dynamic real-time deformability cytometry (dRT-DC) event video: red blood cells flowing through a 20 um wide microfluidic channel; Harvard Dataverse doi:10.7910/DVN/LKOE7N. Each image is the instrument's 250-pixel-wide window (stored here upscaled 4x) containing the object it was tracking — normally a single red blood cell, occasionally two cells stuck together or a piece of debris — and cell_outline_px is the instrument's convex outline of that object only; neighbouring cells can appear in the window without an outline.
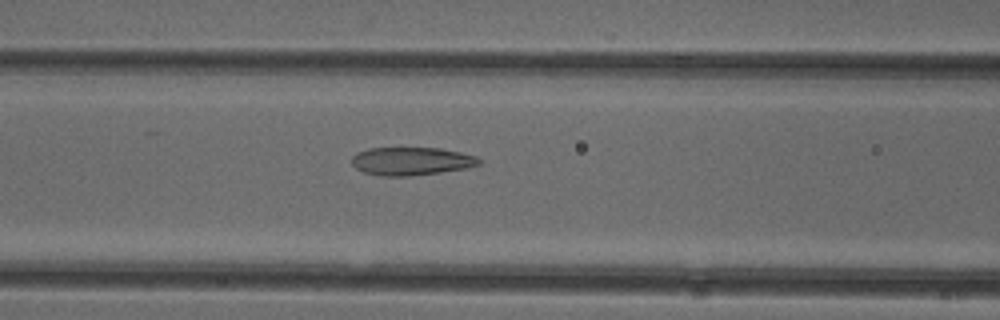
{"species": "common noctule bat (a hibernating species)", "species_latin": "Nyctalus noctula", "temperature_condition": "cold", "stored_images_in_passage": 41, "camera_frame_rate_fps": 3000, "um_per_image_px": 0.085, "animal": {"sex": "female"}, "frame": {"image": 1, "passage_image": 11, "time_ms": 3.333, "image_size_px": [1000, 320], "cell_outline_px": [[484, 160], [480, 164], [464, 168], [440, 172], [412, 176], [380, 176], [364, 172], [356, 168], [352, 164], [352, 156], [356, 152], [368, 148], [440, 148], [460, 152], [476, 156]], "centroid_in_image_um": [34.96, 13.7], "position_along_channel_um": 131.6, "area_um2": 20.92}}
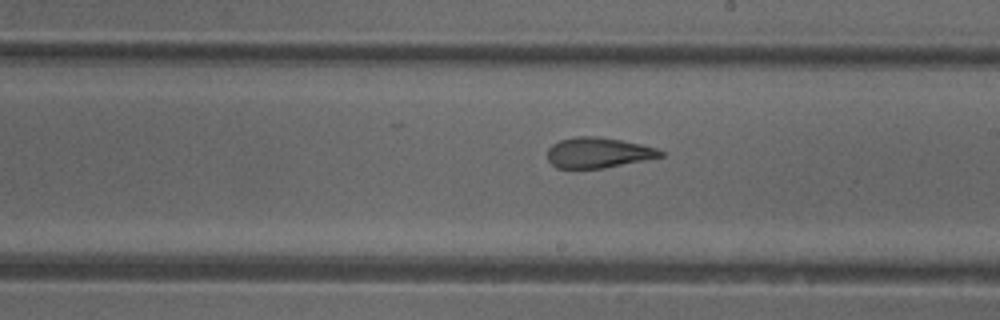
{"frame": {"image": 2, "passage_image": 19, "time_ms": 6.0, "image_size_px": [1000, 320], "cell_outline_px": [[664, 156], [604, 168], [556, 168], [548, 160], [548, 148], [552, 144], [560, 140], [576, 136], [596, 136], [620, 140], [640, 144], [656, 148], [664, 152]], "centroid_in_image_um": [50.83, 12.97], "position_along_channel_um": 238.2, "area_um2": 19.94}}
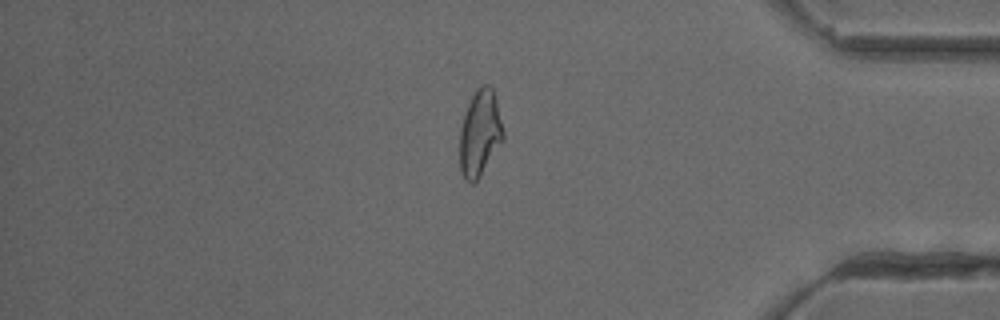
{"frame": {"image": 3, "passage_image": 33, "time_ms": 10.667, "image_size_px": [1000, 320], "cell_outline_px": [[504, 140], [480, 176], [472, 184], [464, 180], [460, 172], [460, 128], [468, 104], [476, 88], [480, 84], [488, 84], [492, 88], [496, 100], [504, 132]], "centroid_in_image_um": [40.79, 11.33], "position_along_channel_um": 394.4, "area_um2": 21.91}, "authors_computed_cell_mechanics": {"area_um2": 21.964, "velocity_mm_per_s": 3.9907, "shape_relaxation_time_tau1_ms": null, "shape_relaxation_time_tau2_ms": 1.5013, "deformation_change_tau1": null, "deformation_change_tau2": 0.0888}}